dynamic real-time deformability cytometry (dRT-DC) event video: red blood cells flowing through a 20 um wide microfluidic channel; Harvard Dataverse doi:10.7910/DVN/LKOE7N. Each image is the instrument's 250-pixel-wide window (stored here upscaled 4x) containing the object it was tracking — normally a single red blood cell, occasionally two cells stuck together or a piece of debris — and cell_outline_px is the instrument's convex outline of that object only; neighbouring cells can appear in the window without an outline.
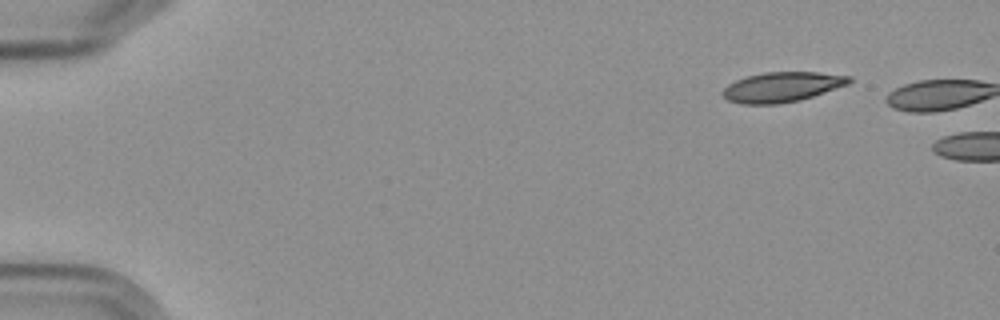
{"species": "Egyptian fruit bat (a non-hibernating species)", "species_latin": "Rousettus aegyptiacus", "temperature_condition": "cold", "stored_images_in_passage": 2, "camera_frame_rate_fps": 3000, "um_per_image_px": 0.085, "frame": {"image": 1, "passage_image": 1, "time_ms": 0.0, "image_size_px": [1000, 320], "cell_outline_px": [[852, 80], [848, 84], [800, 100], [776, 104], [744, 104], [728, 100], [720, 92], [728, 84], [736, 80], [748, 76], [764, 72], [816, 72], [852, 76]], "centroid_in_image_um": [66.46, 7.39], "position_along_channel_um": 18.5, "area_um2": 21.91}}